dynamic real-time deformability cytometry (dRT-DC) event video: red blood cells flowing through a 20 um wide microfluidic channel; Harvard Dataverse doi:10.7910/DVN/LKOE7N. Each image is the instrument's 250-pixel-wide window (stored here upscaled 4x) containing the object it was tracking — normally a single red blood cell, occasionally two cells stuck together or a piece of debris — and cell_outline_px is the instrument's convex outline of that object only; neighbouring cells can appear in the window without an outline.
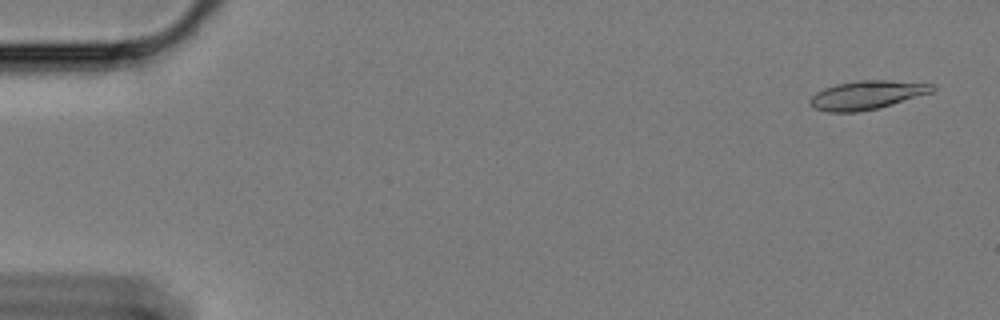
{"species": "Egyptian fruit bat (a non-hibernating species)", "species_latin": "Rousettus aegyptiacus", "temperature_condition": "cold", "stored_images_in_passage": 59, "camera_frame_rate_fps": 3000, "um_per_image_px": 0.085, "animal": {"sex": "female"}, "frame": {"image": 1, "passage_image": 3, "time_ms": 0.667, "image_size_px": [1000, 320], "cell_outline_px": [[936, 88], [932, 92], [892, 104], [876, 108], [856, 112], [828, 112], [816, 108], [808, 104], [808, 100], [816, 92], [824, 88], [836, 84], [856, 80], [888, 80], [936, 84]], "centroid_in_image_um": [73.67, 8.06], "position_along_channel_um": 11.3, "area_um2": 20.4}}
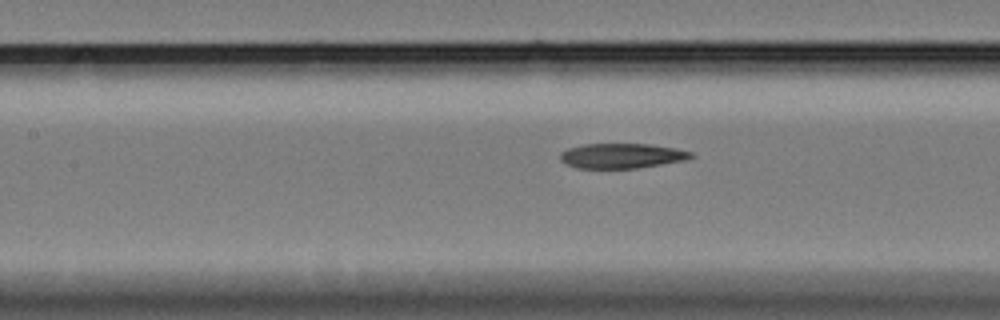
{"frame": {"image": 2, "passage_image": 27, "time_ms": 8.667, "image_size_px": [1000, 320], "cell_outline_px": [[696, 156], [684, 160], [636, 168], [576, 168], [560, 160], [560, 152], [568, 148], [584, 144], [648, 144], [672, 148], [692, 152]], "centroid_in_image_um": [52.81, 13.24], "position_along_channel_um": 154.6, "area_um2": 18.79}}
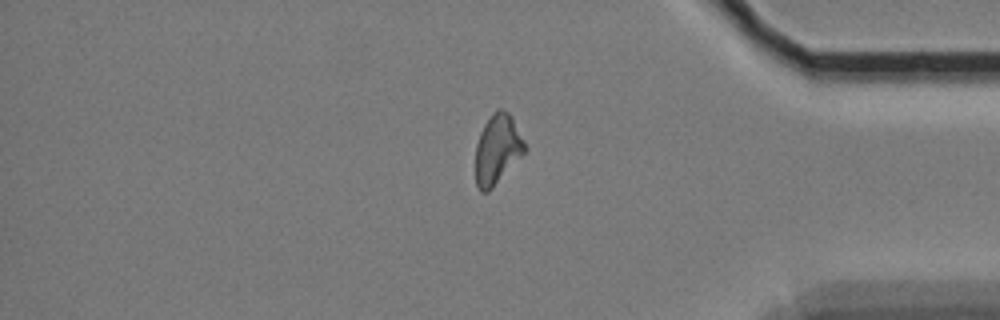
{"frame": {"image": 3, "passage_image": 50, "time_ms": 16.333, "image_size_px": [1000, 320], "cell_outline_px": [[528, 148], [492, 188], [488, 192], [480, 192], [476, 184], [476, 144], [480, 132], [484, 124], [492, 112], [496, 108], [504, 108], [512, 116]], "centroid_in_image_um": [42.28, 12.65], "position_along_channel_um": 392.9, "area_um2": 20.06}, "authors_computed_cell_mechanics": {"area_um2": 20.0566, "velocity_mm_per_s": 3.3859, "shape_relaxation_time_tau1_ms": 9.6732, "shape_relaxation_time_tau2_ms": 4.5211, "deformation_change_tau1": 0.2154, "deformation_change_tau2": 0.1314}}